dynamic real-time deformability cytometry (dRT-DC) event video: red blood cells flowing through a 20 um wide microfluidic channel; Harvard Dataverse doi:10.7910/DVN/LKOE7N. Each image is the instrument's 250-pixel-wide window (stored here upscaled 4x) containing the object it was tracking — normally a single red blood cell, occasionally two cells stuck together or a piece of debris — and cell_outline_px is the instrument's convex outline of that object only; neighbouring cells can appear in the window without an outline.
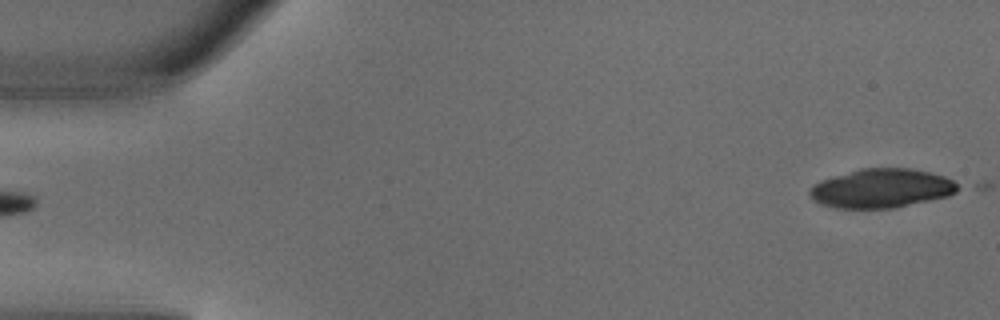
{"species": "common noctule bat (a hibernating species)", "species_latin": "Nyctalus noctula", "temperature_condition": "warm", "stored_images_in_passage": 3, "camera_frame_rate_fps": 3000, "um_per_image_px": 0.085, "animal": {"sex": "male", "body_mass_g": 18.8}, "frame": {"image": 1, "passage_image": 3, "time_ms": 0.667, "image_size_px": [1000, 320], "cell_outline_px": [[964, 188], [948, 196], [892, 208], [836, 208], [820, 204], [812, 200], [808, 192], [812, 184], [820, 180], [860, 168], [912, 168], [932, 172], [944, 176], [960, 184]], "centroid_in_image_um": [74.94, 16.0], "position_along_channel_um": 10.1, "area_um2": 34.04}}